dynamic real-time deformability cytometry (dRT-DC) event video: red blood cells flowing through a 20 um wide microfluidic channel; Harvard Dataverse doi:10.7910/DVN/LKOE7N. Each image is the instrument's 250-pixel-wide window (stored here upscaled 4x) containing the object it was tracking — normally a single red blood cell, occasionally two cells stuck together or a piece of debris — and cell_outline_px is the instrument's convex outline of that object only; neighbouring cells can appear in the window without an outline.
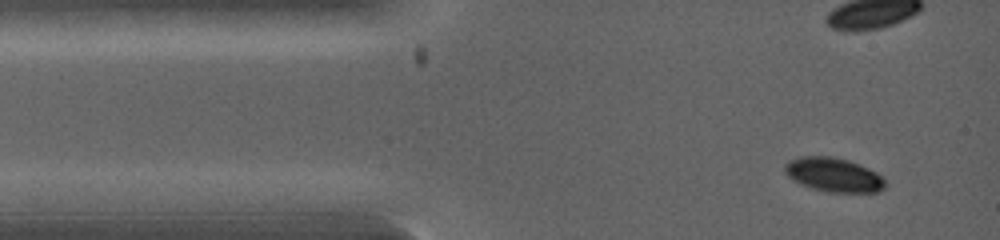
{"species": "common noctule bat (a hibernating species)", "species_latin": "Nyctalus noctula", "temperature_condition": "warm", "stored_images_in_passage": 6, "camera_frame_rate_fps": 5000, "um_per_image_px": 0.085, "animal": {"sex": "female", "body_mass_g": 19.0, "forearm_length_mm": 53.3}, "frame": {"image": 1, "passage_image": 1, "time_ms": 0.0, "image_size_px": [1000, 240], "cell_outline_px": [[888, 184], [884, 188], [876, 192], [828, 192], [812, 188], [800, 184], [788, 176], [784, 172], [784, 164], [800, 156], [832, 156], [848, 160], [868, 168], [876, 172]], "centroid_in_image_um": [70.85, 14.86], "position_along_channel_um": 14.1, "area_um2": 19.88}}